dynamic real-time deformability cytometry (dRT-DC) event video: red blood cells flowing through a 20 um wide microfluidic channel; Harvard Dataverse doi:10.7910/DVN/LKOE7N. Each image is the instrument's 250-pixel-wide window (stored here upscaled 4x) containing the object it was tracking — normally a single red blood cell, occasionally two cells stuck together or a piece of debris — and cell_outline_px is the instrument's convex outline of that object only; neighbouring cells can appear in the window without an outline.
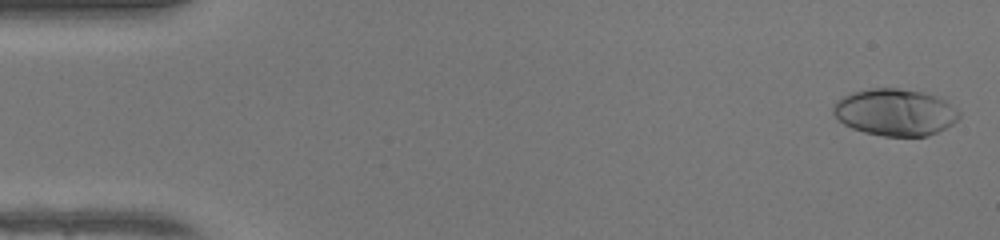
{"species": "human", "species_latin": "Homo sapiens", "temperature_condition": "warm", "stored_images_in_passage": 49, "camera_frame_rate_fps": 3000, "um_per_image_px": 0.085, "donor": {"sex": "female"}, "frame": {"image": 1, "passage_image": 2, "time_ms": 0.333, "image_size_px": [1000, 240], "cell_outline_px": [[960, 116], [952, 124], [928, 136], [884, 136], [864, 132], [852, 128], [844, 124], [832, 112], [832, 104], [836, 100], [852, 92], [872, 88], [896, 88], [920, 92], [936, 96], [944, 100], [956, 108], [960, 112]], "centroid_in_image_um": [76.05, 9.54], "position_along_channel_um": 8.9, "area_um2": 34.22}}
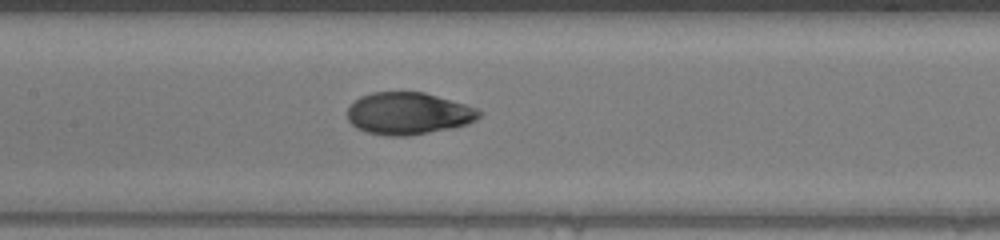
{"frame": {"image": 2, "passage_image": 24, "time_ms": 7.667, "image_size_px": [1000, 240], "cell_outline_px": [[480, 116], [476, 120], [468, 124], [452, 128], [404, 136], [384, 136], [368, 132], [356, 128], [348, 120], [348, 108], [360, 96], [372, 92], [424, 92], [464, 104], [476, 108], [480, 112]], "centroid_in_image_um": [34.69, 9.65], "position_along_channel_um": 172.7, "area_um2": 32.14}}
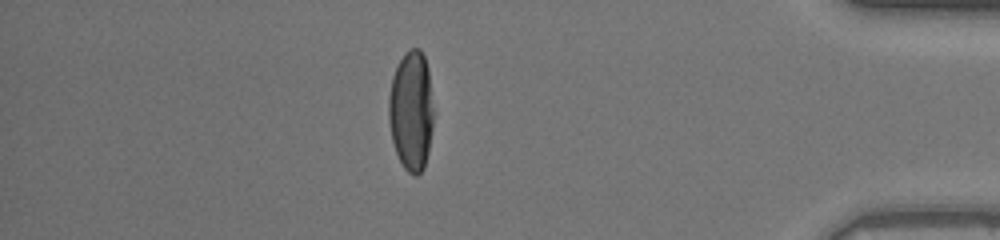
{"frame": {"image": 3, "passage_image": 43, "time_ms": 14.0, "image_size_px": [1000, 240], "cell_outline_px": [[432, 128], [428, 152], [424, 168], [416, 176], [408, 172], [404, 168], [396, 152], [392, 140], [388, 120], [388, 96], [392, 76], [404, 52], [412, 48], [420, 48], [424, 56], [428, 68], [432, 108]], "centroid_in_image_um": [34.93, 9.41], "position_along_channel_um": 400.3, "area_um2": 31.27}, "authors_computed_cell_mechanics": {"area_um2": 32.4258, "velocity_mm_per_s": 4.2526, "shape_relaxation_time_tau1_ms": 5.4415, "shape_relaxation_time_tau2_ms": 0.887, "deformation_change_tau1": 0.2726, "deformation_change_tau2": 0.0435}}